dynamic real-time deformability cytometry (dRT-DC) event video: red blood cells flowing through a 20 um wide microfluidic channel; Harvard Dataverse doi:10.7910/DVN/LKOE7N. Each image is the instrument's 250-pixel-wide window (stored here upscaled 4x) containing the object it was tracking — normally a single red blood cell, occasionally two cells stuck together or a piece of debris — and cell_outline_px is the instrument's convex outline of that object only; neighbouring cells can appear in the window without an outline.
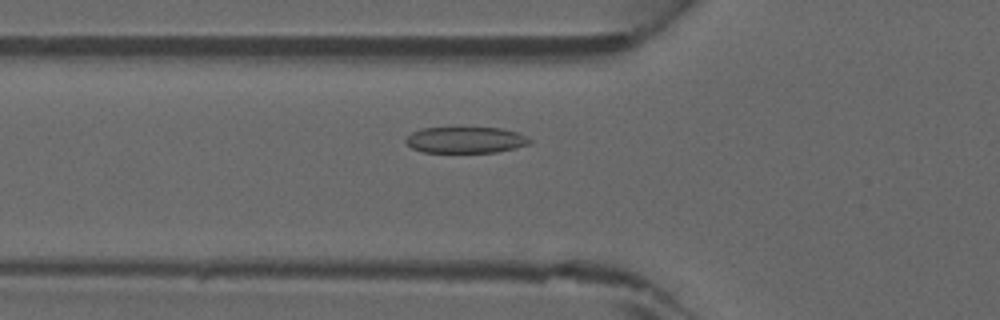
{"species": "common noctule bat (a hibernating species)", "species_latin": "Nyctalus noctula", "temperature_condition": "warm", "stored_images_in_passage": 33, "camera_frame_rate_fps": 3000, "um_per_image_px": 0.085, "animal": {"sex": "male", "forearm_length_mm": 52.5}, "frame": {"image": 1, "passage_image": 4, "time_ms": 1.0, "image_size_px": [1000, 320], "cell_outline_px": [[532, 140], [528, 144], [516, 148], [496, 152], [424, 152], [412, 148], [404, 140], [412, 132], [420, 128], [500, 128], [520, 132]], "centroid_in_image_um": [39.6, 11.89], "position_along_channel_um": 86.2, "area_um2": 18.9}}
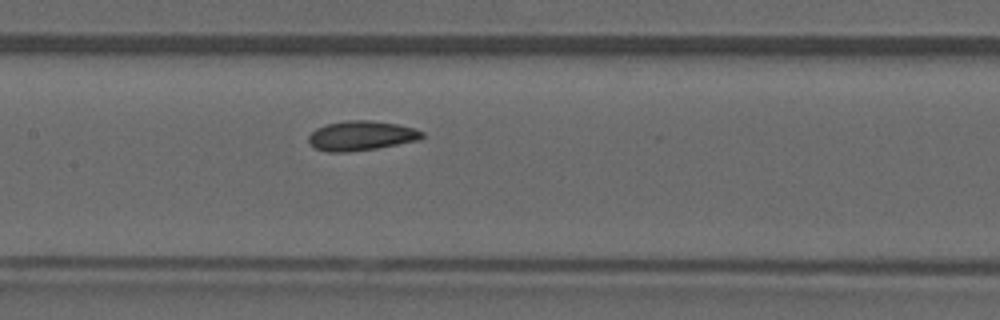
{"frame": {"image": 2, "passage_image": 10, "time_ms": 3.0, "image_size_px": [1000, 320], "cell_outline_px": [[424, 136], [420, 140], [376, 148], [348, 152], [328, 152], [316, 148], [308, 140], [308, 136], [316, 128], [328, 124], [344, 120], [368, 120], [396, 124], [416, 128], [424, 132]], "centroid_in_image_um": [30.73, 11.53], "position_along_channel_um": 176.7, "area_um2": 19.54}}
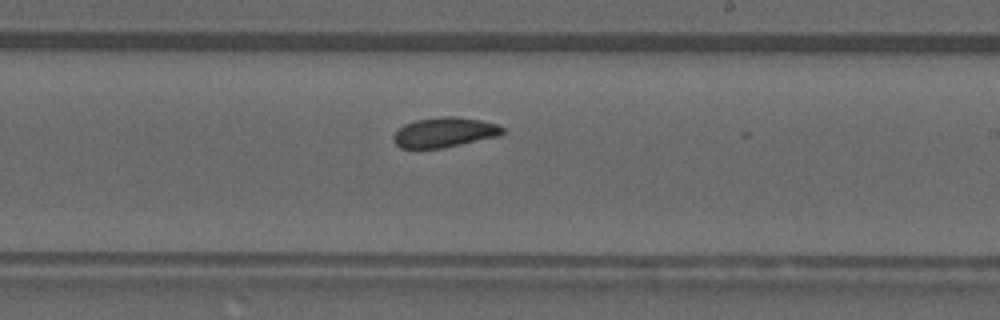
{"frame": {"image": 3, "passage_image": 15, "time_ms": 4.667, "image_size_px": [1000, 320], "cell_outline_px": [[504, 132], [500, 136], [444, 148], [400, 148], [396, 144], [392, 136], [404, 124], [416, 120], [440, 116], [456, 116], [480, 120], [496, 124], [504, 128]], "centroid_in_image_um": [37.79, 11.25], "position_along_channel_um": 251.2, "area_um2": 19.07}}